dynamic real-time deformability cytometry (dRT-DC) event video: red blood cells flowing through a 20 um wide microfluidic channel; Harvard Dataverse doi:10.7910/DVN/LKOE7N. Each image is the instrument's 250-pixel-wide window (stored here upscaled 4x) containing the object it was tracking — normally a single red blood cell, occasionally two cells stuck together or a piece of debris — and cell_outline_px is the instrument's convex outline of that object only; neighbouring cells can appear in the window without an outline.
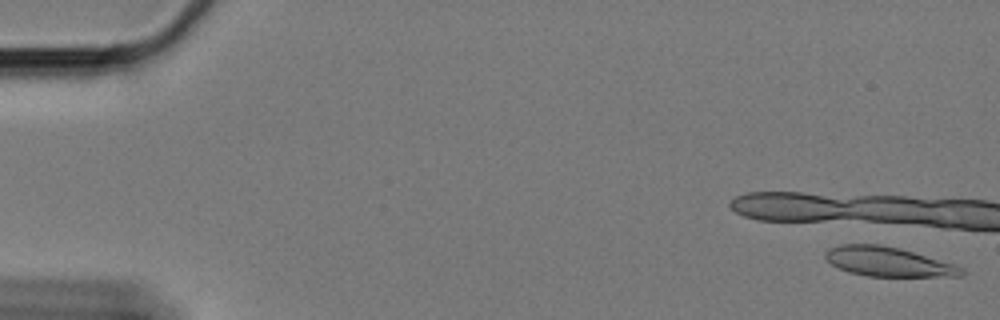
{"species": "Egyptian fruit bat (a non-hibernating species)", "species_latin": "Rousettus aegyptiacus", "temperature_condition": "cold", "stored_images_in_passage": 11, "camera_frame_rate_fps": 3000, "um_per_image_px": 0.085, "animal": {"sex": "female"}, "frame": {"image": 1, "passage_image": 1, "time_ms": 0.0, "image_size_px": [1000, 320], "cell_outline_px": [[964, 276], [868, 276], [848, 272], [832, 264], [824, 256], [824, 252], [828, 248], [840, 244], [880, 244], [900, 248], [956, 264], [964, 268]], "centroid_in_image_um": [75.51, 22.24], "position_along_channel_um": 9.5, "area_um2": 23.47}}